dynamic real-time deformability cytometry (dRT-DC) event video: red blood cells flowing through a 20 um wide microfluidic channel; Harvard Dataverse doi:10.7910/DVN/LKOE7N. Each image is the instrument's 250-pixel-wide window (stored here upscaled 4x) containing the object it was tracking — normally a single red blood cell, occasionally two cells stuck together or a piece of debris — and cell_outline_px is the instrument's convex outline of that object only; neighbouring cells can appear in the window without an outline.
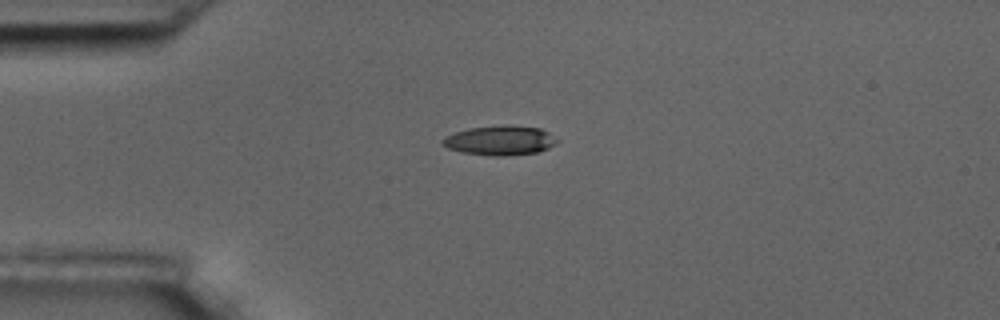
{"species": "common noctule bat (a hibernating species)", "species_latin": "Nyctalus noctula", "temperature_condition": "room temperature", "stored_images_in_passage": 24, "camera_frame_rate_fps": 3000, "um_per_image_px": 0.085, "animal": {"sex": "male", "body_mass_g": 17.5, "forearm_length_mm": 52.3}, "frame": {"image": 1, "passage_image": 1, "time_ms": 0.0, "image_size_px": [1000, 320], "cell_outline_px": [[560, 140], [556, 144], [548, 148], [536, 152], [504, 156], [496, 156], [464, 152], [448, 148], [440, 144], [440, 140], [444, 136], [468, 128], [504, 124], [508, 124], [540, 128], [548, 132]], "centroid_in_image_um": [42.5, 11.91], "position_along_channel_um": 42.5, "area_um2": 19.88}}
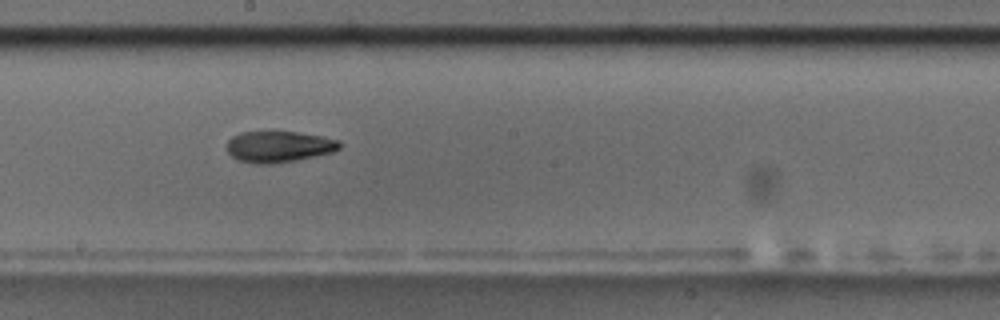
{"frame": {"image": 2, "passage_image": 18, "time_ms": 5.667, "image_size_px": [1000, 320], "cell_outline_px": [[340, 148], [332, 152], [316, 156], [296, 160], [272, 164], [256, 164], [236, 160], [228, 152], [228, 140], [232, 136], [240, 132], [296, 132], [324, 136], [336, 140], [340, 144]], "centroid_in_image_um": [23.68, 12.47], "position_along_channel_um": 224.5, "area_um2": 20.46}}
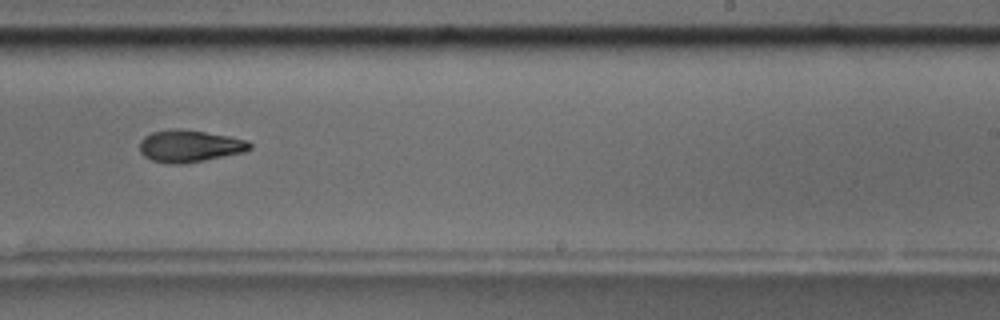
{"frame": {"image": 3, "passage_image": 22, "time_ms": 7.0, "image_size_px": [1000, 320], "cell_outline_px": [[252, 148], [244, 152], [204, 160], [180, 164], [168, 164], [152, 160], [144, 156], [140, 152], [140, 140], [144, 136], [152, 132], [180, 128], [228, 136], [248, 140], [252, 144]], "centroid_in_image_um": [16.11, 12.41], "position_along_channel_um": 272.9, "area_um2": 20.52}}